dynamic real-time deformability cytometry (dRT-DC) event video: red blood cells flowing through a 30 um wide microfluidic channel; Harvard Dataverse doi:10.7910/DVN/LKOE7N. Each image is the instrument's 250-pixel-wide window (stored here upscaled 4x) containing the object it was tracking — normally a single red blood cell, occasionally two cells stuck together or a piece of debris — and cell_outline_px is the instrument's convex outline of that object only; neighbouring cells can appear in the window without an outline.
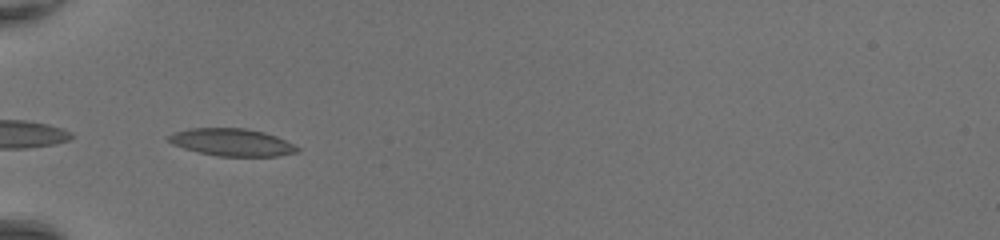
{"species": "common noctule bat (a hibernating species)", "species_latin": "Nyctalus noctula", "temperature_condition": "room temperature", "stored_images_in_passage": 3, "camera_frame_rate_fps": 3000, "um_per_image_px": 0.085, "animal": {"sex": "female", "body_mass_g": 20.0, "forearm_length_mm": 54.0}, "frame": {"image": 1, "passage_image": 1, "time_ms": 0.0, "image_size_px": [1000, 240], "cell_outline_px": [[300, 152], [276, 156], [216, 156], [184, 148], [172, 144], [164, 136], [172, 132], [188, 128], [244, 128], [264, 132], [276, 136], [300, 148]], "centroid_in_image_um": [19.67, 12.09], "position_along_channel_um": 65.3, "area_um2": 20.63}}